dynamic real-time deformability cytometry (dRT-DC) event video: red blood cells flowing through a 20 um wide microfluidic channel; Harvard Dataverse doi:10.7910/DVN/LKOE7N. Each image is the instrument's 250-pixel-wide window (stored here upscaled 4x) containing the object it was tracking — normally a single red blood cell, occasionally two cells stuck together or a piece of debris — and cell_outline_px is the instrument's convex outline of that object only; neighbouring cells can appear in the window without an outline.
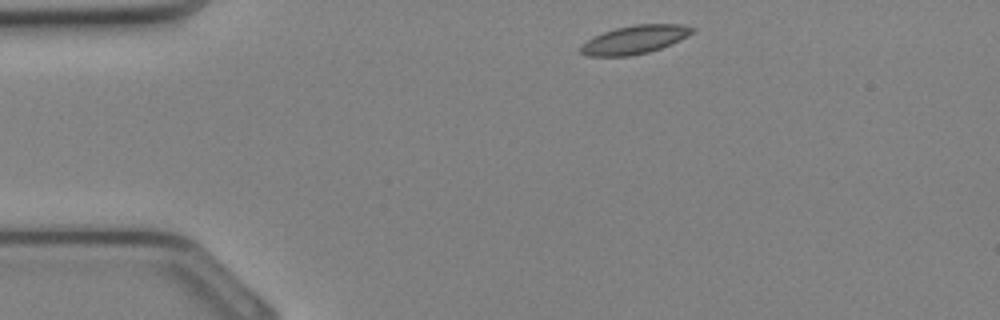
{"species": "Egyptian fruit bat (a non-hibernating species)", "species_latin": "Rousettus aegyptiacus", "temperature_condition": "cold", "stored_images_in_passage": 28, "camera_frame_rate_fps": 3000, "um_per_image_px": 0.085, "animal": {"sex": "female"}, "frame": {"image": 1, "passage_image": 1, "time_ms": 0.0, "image_size_px": [1000, 320], "cell_outline_px": [[696, 28], [692, 32], [680, 40], [672, 44], [648, 52], [628, 56], [588, 56], [580, 52], [580, 48], [588, 40], [604, 32], [616, 28], [636, 24], [684, 24]], "centroid_in_image_um": [53.98, 3.36], "position_along_channel_um": 31.0, "area_um2": 18.21}}
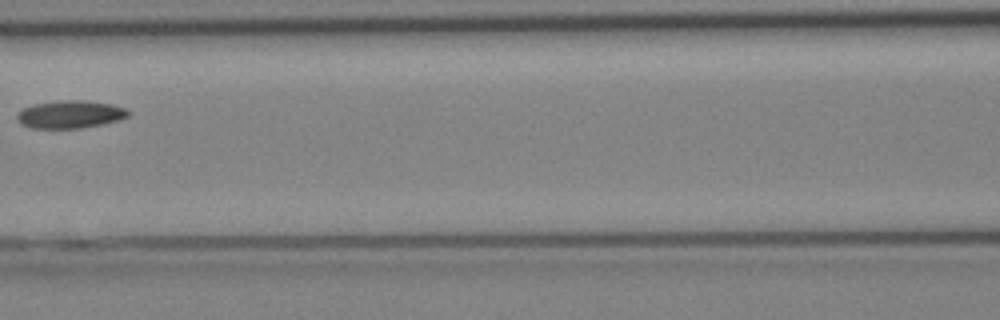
{"frame": {"image": 2, "passage_image": 10, "time_ms": 3.0, "image_size_px": [1000, 320], "cell_outline_px": [[128, 116], [120, 120], [80, 128], [32, 128], [24, 124], [16, 116], [24, 108], [32, 104], [60, 100], [84, 100], [112, 104], [128, 108]], "centroid_in_image_um": [6.01, 9.7], "position_along_channel_um": 160.6, "area_um2": 17.8}}
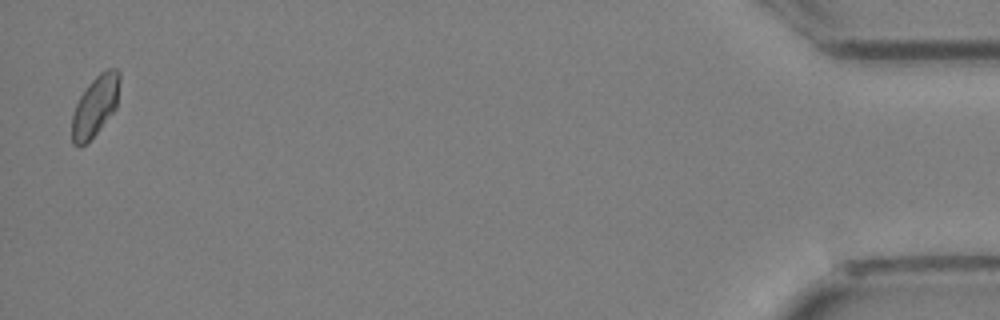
{"frame": {"image": 3, "passage_image": 28, "time_ms": 9.0, "image_size_px": [1000, 320], "cell_outline_px": [[120, 80], [116, 108], [96, 132], [80, 148], [72, 144], [72, 116], [76, 104], [80, 96], [88, 84], [100, 72], [108, 68], [116, 68], [120, 72]], "centroid_in_image_um": [8.09, 8.98], "position_along_channel_um": 427.1, "area_um2": 16.65}}